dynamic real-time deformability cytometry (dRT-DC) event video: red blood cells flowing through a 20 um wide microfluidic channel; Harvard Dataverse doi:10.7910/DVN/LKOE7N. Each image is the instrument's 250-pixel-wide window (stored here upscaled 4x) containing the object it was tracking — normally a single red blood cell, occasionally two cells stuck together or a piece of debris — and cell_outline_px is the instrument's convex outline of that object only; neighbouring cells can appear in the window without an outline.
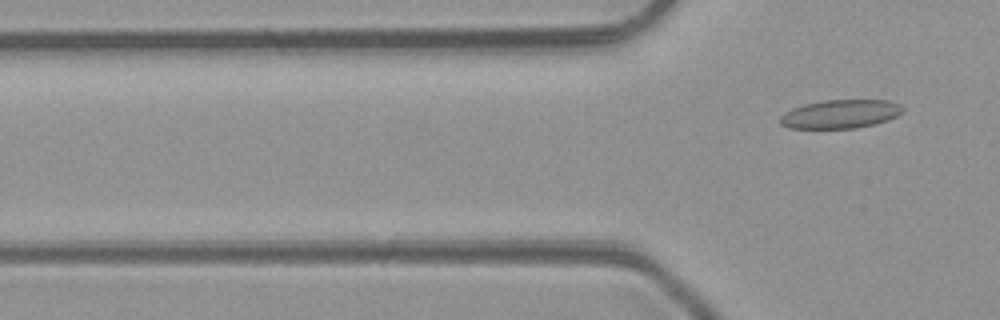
{"species": "common noctule bat (a hibernating species)", "species_latin": "Nyctalus noctula", "temperature_condition": "room temperature", "stored_images_in_passage": 5, "segment_of_instrument_passage": [2, 2], "camera_frame_rate_fps": 3000, "um_per_image_px": 0.085, "animal": {"sex": "male", "body_mass_g": 23.1, "forearm_length_mm": 52.7}, "frame": {"image": 1, "passage_image": 5, "time_ms": 5.667, "image_size_px": [1000, 320], "cell_outline_px": [[904, 112], [888, 120], [856, 128], [788, 128], [780, 124], [780, 116], [784, 112], [792, 108], [804, 104], [824, 100], [888, 100], [900, 104], [904, 108]], "centroid_in_image_um": [71.43, 9.68], "position_along_channel_um": 54.4, "area_um2": 20.52}}